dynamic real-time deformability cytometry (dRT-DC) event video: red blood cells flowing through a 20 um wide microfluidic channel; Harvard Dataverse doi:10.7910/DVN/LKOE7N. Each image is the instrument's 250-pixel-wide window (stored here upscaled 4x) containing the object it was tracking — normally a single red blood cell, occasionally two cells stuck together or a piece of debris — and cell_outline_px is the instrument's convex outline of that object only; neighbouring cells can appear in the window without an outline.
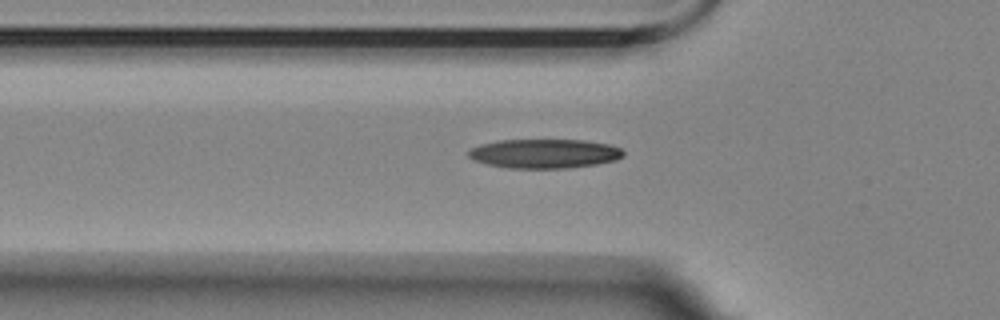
{"species": "Egyptian fruit bat (a non-hibernating species)", "species_latin": "Rousettus aegyptiacus", "temperature_condition": "room temperature", "stored_images_in_passage": 37, "camera_frame_rate_fps": 3000, "um_per_image_px": 0.085, "animal": {"sex": "female"}, "frame": {"image": 1, "passage_image": 7, "time_ms": 2.0, "image_size_px": [1000, 320], "cell_outline_px": [[624, 156], [616, 160], [596, 164], [568, 168], [508, 168], [488, 164], [476, 160], [468, 156], [468, 152], [472, 148], [480, 144], [500, 140], [584, 140], [608, 144], [620, 148], [624, 152]], "centroid_in_image_um": [46.3, 13.05], "position_along_channel_um": 79.5, "area_um2": 26.24}}
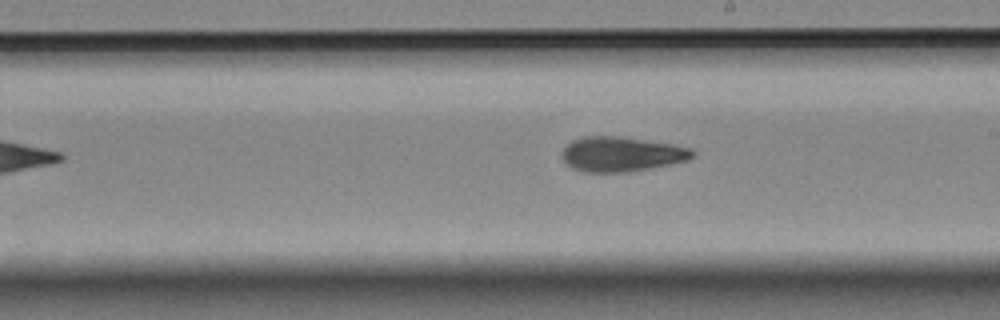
{"frame": {"image": 2, "passage_image": 20, "time_ms": 6.333, "image_size_px": [1000, 320], "cell_outline_px": [[696, 152], [688, 160], [628, 172], [584, 172], [572, 168], [560, 156], [564, 148], [572, 140], [584, 136], [620, 136], [672, 144], [692, 148]], "centroid_in_image_um": [52.81, 13.09], "position_along_channel_um": 236.2, "area_um2": 26.36}}
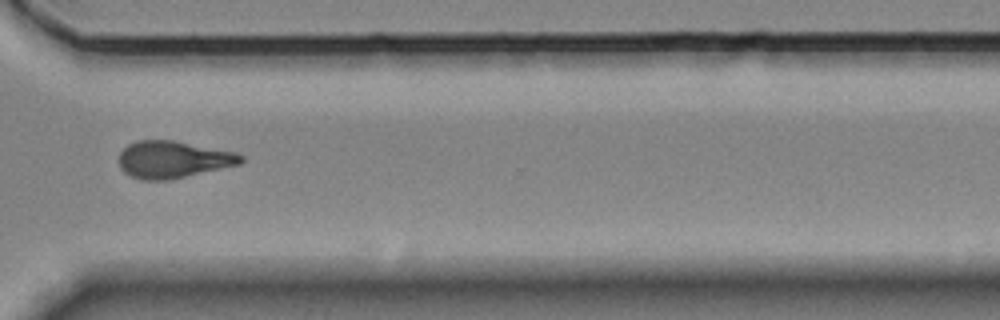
{"frame": {"image": 3, "passage_image": 30, "time_ms": 9.667, "image_size_px": [1000, 320], "cell_outline_px": [[244, 160], [240, 164], [168, 180], [140, 180], [124, 172], [120, 168], [120, 152], [128, 144], [136, 140], [172, 140], [236, 152], [244, 156]], "centroid_in_image_um": [14.71, 13.55], "position_along_channel_um": 355.9, "area_um2": 26.24}, "authors_computed_cell_mechanics": {"area_um2": 26.0678, "velocity_mm_per_s": 3.5876, "shape_relaxation_time_tau1_ms": 4.4937, "shape_relaxation_time_tau2_ms": 4.3958, "deformation_change_tau1": 0.1547, "deformation_change_tau2": 0.1241}}